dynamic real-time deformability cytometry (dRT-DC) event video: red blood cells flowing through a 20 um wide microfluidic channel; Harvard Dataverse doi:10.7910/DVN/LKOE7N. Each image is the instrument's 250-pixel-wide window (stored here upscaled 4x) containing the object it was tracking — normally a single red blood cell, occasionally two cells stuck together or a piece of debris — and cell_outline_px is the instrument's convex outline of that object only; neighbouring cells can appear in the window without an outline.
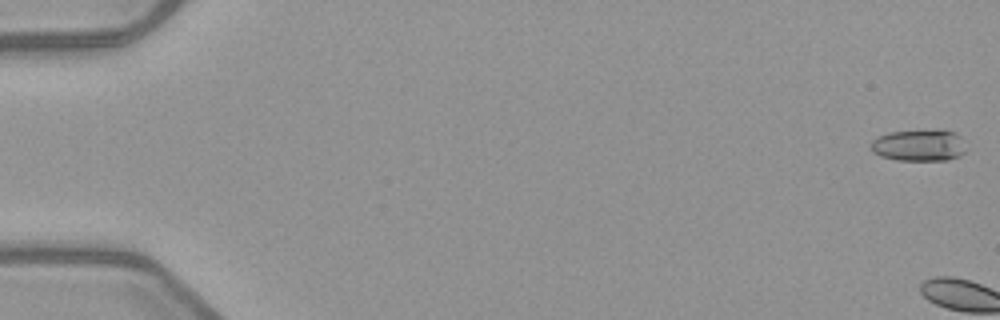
{"species": "common noctule bat (a hibernating species)", "species_latin": "Nyctalus noctula", "temperature_condition": "warm", "stored_images_in_passage": 7, "camera_frame_rate_fps": 3000, "um_per_image_px": 0.085, "animal": {"sex": "female", "body_mass_g": 21.9}, "frame": {"image": 1, "passage_image": 1, "time_ms": 0.0, "image_size_px": [1000, 320], "cell_outline_px": [[964, 152], [960, 156], [948, 160], [896, 160], [880, 156], [872, 152], [872, 140], [876, 136], [892, 132], [940, 128], [956, 132], [960, 136]], "centroid_in_image_um": [78.11, 12.33], "position_along_channel_um": 6.9, "area_um2": 17.8}}
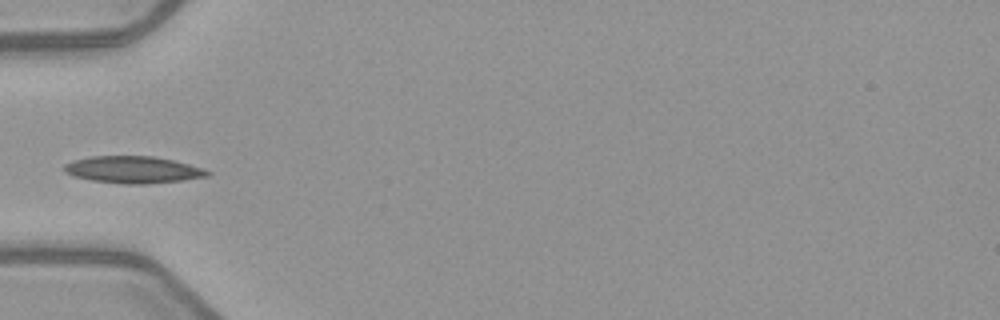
{"frame": {"image": 2, "passage_image": 7, "time_ms": 7.0, "image_size_px": [1000, 320], "cell_outline_px": [[212, 172], [208, 176], [184, 180], [144, 184], [124, 184], [92, 180], [72, 176], [64, 172], [64, 164], [72, 160], [92, 156], [152, 156], [176, 160], [204, 168]], "centroid_in_image_um": [11.32, 14.42], "position_along_channel_um": 73.7, "area_um2": 22.72}}